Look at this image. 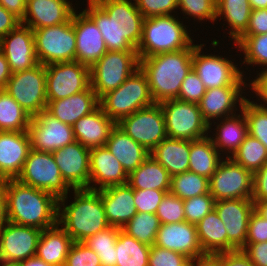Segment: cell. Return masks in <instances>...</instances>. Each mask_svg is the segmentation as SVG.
<instances>
[{
    "instance_id": "1",
    "label": "cell",
    "mask_w": 267,
    "mask_h": 266,
    "mask_svg": "<svg viewBox=\"0 0 267 266\" xmlns=\"http://www.w3.org/2000/svg\"><path fill=\"white\" fill-rule=\"evenodd\" d=\"M84 12L95 22L108 51H137L144 17L129 0H106Z\"/></svg>"
},
{
    "instance_id": "2",
    "label": "cell",
    "mask_w": 267,
    "mask_h": 266,
    "mask_svg": "<svg viewBox=\"0 0 267 266\" xmlns=\"http://www.w3.org/2000/svg\"><path fill=\"white\" fill-rule=\"evenodd\" d=\"M7 221L41 230L58 223V198L45 190L7 179L3 185Z\"/></svg>"
},
{
    "instance_id": "3",
    "label": "cell",
    "mask_w": 267,
    "mask_h": 266,
    "mask_svg": "<svg viewBox=\"0 0 267 266\" xmlns=\"http://www.w3.org/2000/svg\"><path fill=\"white\" fill-rule=\"evenodd\" d=\"M139 58V67L146 74L150 94L155 103L177 99L181 84L192 69L193 48Z\"/></svg>"
},
{
    "instance_id": "4",
    "label": "cell",
    "mask_w": 267,
    "mask_h": 266,
    "mask_svg": "<svg viewBox=\"0 0 267 266\" xmlns=\"http://www.w3.org/2000/svg\"><path fill=\"white\" fill-rule=\"evenodd\" d=\"M74 193L73 203L65 206L63 210L58 205V224L63 225L62 228L74 242H83L110 225L99 190L74 189Z\"/></svg>"
},
{
    "instance_id": "5",
    "label": "cell",
    "mask_w": 267,
    "mask_h": 266,
    "mask_svg": "<svg viewBox=\"0 0 267 266\" xmlns=\"http://www.w3.org/2000/svg\"><path fill=\"white\" fill-rule=\"evenodd\" d=\"M184 27L172 15L144 18L142 37L136 49L138 58L189 48L192 39Z\"/></svg>"
},
{
    "instance_id": "6",
    "label": "cell",
    "mask_w": 267,
    "mask_h": 266,
    "mask_svg": "<svg viewBox=\"0 0 267 266\" xmlns=\"http://www.w3.org/2000/svg\"><path fill=\"white\" fill-rule=\"evenodd\" d=\"M154 103L146 74L140 67L118 88L106 93L99 99V106L116 123L135 111Z\"/></svg>"
},
{
    "instance_id": "7",
    "label": "cell",
    "mask_w": 267,
    "mask_h": 266,
    "mask_svg": "<svg viewBox=\"0 0 267 266\" xmlns=\"http://www.w3.org/2000/svg\"><path fill=\"white\" fill-rule=\"evenodd\" d=\"M139 68L137 51H107L90 67V86L100 99Z\"/></svg>"
},
{
    "instance_id": "8",
    "label": "cell",
    "mask_w": 267,
    "mask_h": 266,
    "mask_svg": "<svg viewBox=\"0 0 267 266\" xmlns=\"http://www.w3.org/2000/svg\"><path fill=\"white\" fill-rule=\"evenodd\" d=\"M17 180L54 194L58 198V205L61 202L64 207L70 187L62 178L52 153L31 149Z\"/></svg>"
},
{
    "instance_id": "9",
    "label": "cell",
    "mask_w": 267,
    "mask_h": 266,
    "mask_svg": "<svg viewBox=\"0 0 267 266\" xmlns=\"http://www.w3.org/2000/svg\"><path fill=\"white\" fill-rule=\"evenodd\" d=\"M36 56L40 64L75 61L76 36L73 16L65 23L33 30Z\"/></svg>"
},
{
    "instance_id": "10",
    "label": "cell",
    "mask_w": 267,
    "mask_h": 266,
    "mask_svg": "<svg viewBox=\"0 0 267 266\" xmlns=\"http://www.w3.org/2000/svg\"><path fill=\"white\" fill-rule=\"evenodd\" d=\"M160 106L169 138L192 141L207 136L205 134L210 126L204 120L198 104L169 99L160 102Z\"/></svg>"
},
{
    "instance_id": "11",
    "label": "cell",
    "mask_w": 267,
    "mask_h": 266,
    "mask_svg": "<svg viewBox=\"0 0 267 266\" xmlns=\"http://www.w3.org/2000/svg\"><path fill=\"white\" fill-rule=\"evenodd\" d=\"M5 90L31 117L38 115L47 107L45 65L12 73Z\"/></svg>"
},
{
    "instance_id": "12",
    "label": "cell",
    "mask_w": 267,
    "mask_h": 266,
    "mask_svg": "<svg viewBox=\"0 0 267 266\" xmlns=\"http://www.w3.org/2000/svg\"><path fill=\"white\" fill-rule=\"evenodd\" d=\"M116 124L149 152L168 137L160 103L139 109Z\"/></svg>"
},
{
    "instance_id": "13",
    "label": "cell",
    "mask_w": 267,
    "mask_h": 266,
    "mask_svg": "<svg viewBox=\"0 0 267 266\" xmlns=\"http://www.w3.org/2000/svg\"><path fill=\"white\" fill-rule=\"evenodd\" d=\"M228 158V159H227ZM209 179V193L215 199H252L253 173L227 157Z\"/></svg>"
},
{
    "instance_id": "14",
    "label": "cell",
    "mask_w": 267,
    "mask_h": 266,
    "mask_svg": "<svg viewBox=\"0 0 267 266\" xmlns=\"http://www.w3.org/2000/svg\"><path fill=\"white\" fill-rule=\"evenodd\" d=\"M47 103L67 98L90 86V68L77 62L45 65Z\"/></svg>"
},
{
    "instance_id": "15",
    "label": "cell",
    "mask_w": 267,
    "mask_h": 266,
    "mask_svg": "<svg viewBox=\"0 0 267 266\" xmlns=\"http://www.w3.org/2000/svg\"><path fill=\"white\" fill-rule=\"evenodd\" d=\"M27 132L31 149L47 153L76 141L73 127L59 121L46 110L31 118Z\"/></svg>"
},
{
    "instance_id": "16",
    "label": "cell",
    "mask_w": 267,
    "mask_h": 266,
    "mask_svg": "<svg viewBox=\"0 0 267 266\" xmlns=\"http://www.w3.org/2000/svg\"><path fill=\"white\" fill-rule=\"evenodd\" d=\"M6 224L0 227V261L18 264L35 256L42 230L10 221Z\"/></svg>"
},
{
    "instance_id": "17",
    "label": "cell",
    "mask_w": 267,
    "mask_h": 266,
    "mask_svg": "<svg viewBox=\"0 0 267 266\" xmlns=\"http://www.w3.org/2000/svg\"><path fill=\"white\" fill-rule=\"evenodd\" d=\"M201 49V45H195L193 48L192 68L206 89L245 84L242 72L231 60L220 56L201 55Z\"/></svg>"
},
{
    "instance_id": "18",
    "label": "cell",
    "mask_w": 267,
    "mask_h": 266,
    "mask_svg": "<svg viewBox=\"0 0 267 266\" xmlns=\"http://www.w3.org/2000/svg\"><path fill=\"white\" fill-rule=\"evenodd\" d=\"M218 216L227 231L228 251L242 250L246 243L249 218L255 210L252 199L215 201Z\"/></svg>"
},
{
    "instance_id": "19",
    "label": "cell",
    "mask_w": 267,
    "mask_h": 266,
    "mask_svg": "<svg viewBox=\"0 0 267 266\" xmlns=\"http://www.w3.org/2000/svg\"><path fill=\"white\" fill-rule=\"evenodd\" d=\"M64 181L73 189H89L90 149L75 141L53 153Z\"/></svg>"
},
{
    "instance_id": "20",
    "label": "cell",
    "mask_w": 267,
    "mask_h": 266,
    "mask_svg": "<svg viewBox=\"0 0 267 266\" xmlns=\"http://www.w3.org/2000/svg\"><path fill=\"white\" fill-rule=\"evenodd\" d=\"M0 50L12 73L31 69L39 63L35 51L33 30L25 24L20 23L11 32L0 38Z\"/></svg>"
},
{
    "instance_id": "21",
    "label": "cell",
    "mask_w": 267,
    "mask_h": 266,
    "mask_svg": "<svg viewBox=\"0 0 267 266\" xmlns=\"http://www.w3.org/2000/svg\"><path fill=\"white\" fill-rule=\"evenodd\" d=\"M76 36L75 61L92 67L108 50L95 22L83 11L73 13Z\"/></svg>"
},
{
    "instance_id": "22",
    "label": "cell",
    "mask_w": 267,
    "mask_h": 266,
    "mask_svg": "<svg viewBox=\"0 0 267 266\" xmlns=\"http://www.w3.org/2000/svg\"><path fill=\"white\" fill-rule=\"evenodd\" d=\"M154 245L181 253L190 259L204 254L196 225L186 221L161 224Z\"/></svg>"
},
{
    "instance_id": "23",
    "label": "cell",
    "mask_w": 267,
    "mask_h": 266,
    "mask_svg": "<svg viewBox=\"0 0 267 266\" xmlns=\"http://www.w3.org/2000/svg\"><path fill=\"white\" fill-rule=\"evenodd\" d=\"M31 150L27 131H0V175L17 179Z\"/></svg>"
},
{
    "instance_id": "24",
    "label": "cell",
    "mask_w": 267,
    "mask_h": 266,
    "mask_svg": "<svg viewBox=\"0 0 267 266\" xmlns=\"http://www.w3.org/2000/svg\"><path fill=\"white\" fill-rule=\"evenodd\" d=\"M74 12L67 0H26V11L21 23L27 24L32 30L50 27L68 22Z\"/></svg>"
},
{
    "instance_id": "25",
    "label": "cell",
    "mask_w": 267,
    "mask_h": 266,
    "mask_svg": "<svg viewBox=\"0 0 267 266\" xmlns=\"http://www.w3.org/2000/svg\"><path fill=\"white\" fill-rule=\"evenodd\" d=\"M92 181L100 186H91ZM127 181L128 174L106 146L90 149L89 189L101 190L109 186L126 184Z\"/></svg>"
},
{
    "instance_id": "26",
    "label": "cell",
    "mask_w": 267,
    "mask_h": 266,
    "mask_svg": "<svg viewBox=\"0 0 267 266\" xmlns=\"http://www.w3.org/2000/svg\"><path fill=\"white\" fill-rule=\"evenodd\" d=\"M99 194L110 226L122 228L137 213L134 189L128 183L106 187Z\"/></svg>"
},
{
    "instance_id": "27",
    "label": "cell",
    "mask_w": 267,
    "mask_h": 266,
    "mask_svg": "<svg viewBox=\"0 0 267 266\" xmlns=\"http://www.w3.org/2000/svg\"><path fill=\"white\" fill-rule=\"evenodd\" d=\"M115 125L116 122L98 105L90 114L78 119L72 127L76 141L93 149L106 145Z\"/></svg>"
},
{
    "instance_id": "28",
    "label": "cell",
    "mask_w": 267,
    "mask_h": 266,
    "mask_svg": "<svg viewBox=\"0 0 267 266\" xmlns=\"http://www.w3.org/2000/svg\"><path fill=\"white\" fill-rule=\"evenodd\" d=\"M97 105L99 99L89 86L86 90L67 98L48 102L46 111L59 121L73 126L78 119L94 111Z\"/></svg>"
},
{
    "instance_id": "29",
    "label": "cell",
    "mask_w": 267,
    "mask_h": 266,
    "mask_svg": "<svg viewBox=\"0 0 267 266\" xmlns=\"http://www.w3.org/2000/svg\"><path fill=\"white\" fill-rule=\"evenodd\" d=\"M241 86H224L206 89V93L198 103L204 120L210 126V119L219 118L223 115H233V107L240 101V106L245 98L240 95ZM240 97V99H238ZM238 100V101H237ZM237 101V102H236Z\"/></svg>"
},
{
    "instance_id": "30",
    "label": "cell",
    "mask_w": 267,
    "mask_h": 266,
    "mask_svg": "<svg viewBox=\"0 0 267 266\" xmlns=\"http://www.w3.org/2000/svg\"><path fill=\"white\" fill-rule=\"evenodd\" d=\"M105 146L121 163L127 174L150 156V152L144 146L134 141L117 124L112 129Z\"/></svg>"
},
{
    "instance_id": "31",
    "label": "cell",
    "mask_w": 267,
    "mask_h": 266,
    "mask_svg": "<svg viewBox=\"0 0 267 266\" xmlns=\"http://www.w3.org/2000/svg\"><path fill=\"white\" fill-rule=\"evenodd\" d=\"M59 224L43 229L37 244L36 256L52 266H65L73 239Z\"/></svg>"
},
{
    "instance_id": "32",
    "label": "cell",
    "mask_w": 267,
    "mask_h": 266,
    "mask_svg": "<svg viewBox=\"0 0 267 266\" xmlns=\"http://www.w3.org/2000/svg\"><path fill=\"white\" fill-rule=\"evenodd\" d=\"M150 155L173 176L189 170L190 141L165 138Z\"/></svg>"
},
{
    "instance_id": "33",
    "label": "cell",
    "mask_w": 267,
    "mask_h": 266,
    "mask_svg": "<svg viewBox=\"0 0 267 266\" xmlns=\"http://www.w3.org/2000/svg\"><path fill=\"white\" fill-rule=\"evenodd\" d=\"M127 183L133 189H156L170 191L171 175L151 155L128 174Z\"/></svg>"
},
{
    "instance_id": "34",
    "label": "cell",
    "mask_w": 267,
    "mask_h": 266,
    "mask_svg": "<svg viewBox=\"0 0 267 266\" xmlns=\"http://www.w3.org/2000/svg\"><path fill=\"white\" fill-rule=\"evenodd\" d=\"M196 227L203 253L218 254L228 251L227 231L215 209L200 220Z\"/></svg>"
},
{
    "instance_id": "35",
    "label": "cell",
    "mask_w": 267,
    "mask_h": 266,
    "mask_svg": "<svg viewBox=\"0 0 267 266\" xmlns=\"http://www.w3.org/2000/svg\"><path fill=\"white\" fill-rule=\"evenodd\" d=\"M218 152L211 137L190 141L188 171L210 179L221 161Z\"/></svg>"
},
{
    "instance_id": "36",
    "label": "cell",
    "mask_w": 267,
    "mask_h": 266,
    "mask_svg": "<svg viewBox=\"0 0 267 266\" xmlns=\"http://www.w3.org/2000/svg\"><path fill=\"white\" fill-rule=\"evenodd\" d=\"M116 266H148L151 246L139 242L122 229L116 241Z\"/></svg>"
},
{
    "instance_id": "37",
    "label": "cell",
    "mask_w": 267,
    "mask_h": 266,
    "mask_svg": "<svg viewBox=\"0 0 267 266\" xmlns=\"http://www.w3.org/2000/svg\"><path fill=\"white\" fill-rule=\"evenodd\" d=\"M251 11L248 0H216V17L225 15L232 29L230 35L235 41L248 28Z\"/></svg>"
},
{
    "instance_id": "38",
    "label": "cell",
    "mask_w": 267,
    "mask_h": 266,
    "mask_svg": "<svg viewBox=\"0 0 267 266\" xmlns=\"http://www.w3.org/2000/svg\"><path fill=\"white\" fill-rule=\"evenodd\" d=\"M234 115L230 117L224 118L225 121L221 122L220 125L217 126V133L214 139L212 138L214 146L217 150L220 148L223 150H230L229 153L233 154L244 141L246 135L248 134L247 130V122L244 117V113L242 112V116L238 115L237 117ZM242 117V119H240ZM223 123V124H222ZM222 124V125H221ZM220 127V128H219ZM219 147V148H218Z\"/></svg>"
},
{
    "instance_id": "39",
    "label": "cell",
    "mask_w": 267,
    "mask_h": 266,
    "mask_svg": "<svg viewBox=\"0 0 267 266\" xmlns=\"http://www.w3.org/2000/svg\"><path fill=\"white\" fill-rule=\"evenodd\" d=\"M31 118L5 89H0V131H27Z\"/></svg>"
},
{
    "instance_id": "40",
    "label": "cell",
    "mask_w": 267,
    "mask_h": 266,
    "mask_svg": "<svg viewBox=\"0 0 267 266\" xmlns=\"http://www.w3.org/2000/svg\"><path fill=\"white\" fill-rule=\"evenodd\" d=\"M120 229L116 226H109L83 241L99 256L101 266H116L115 246Z\"/></svg>"
},
{
    "instance_id": "41",
    "label": "cell",
    "mask_w": 267,
    "mask_h": 266,
    "mask_svg": "<svg viewBox=\"0 0 267 266\" xmlns=\"http://www.w3.org/2000/svg\"><path fill=\"white\" fill-rule=\"evenodd\" d=\"M232 160L252 173L267 162V148L255 137L247 134L240 147L232 154Z\"/></svg>"
},
{
    "instance_id": "42",
    "label": "cell",
    "mask_w": 267,
    "mask_h": 266,
    "mask_svg": "<svg viewBox=\"0 0 267 266\" xmlns=\"http://www.w3.org/2000/svg\"><path fill=\"white\" fill-rule=\"evenodd\" d=\"M171 194L182 200L209 193V179L187 171L171 176Z\"/></svg>"
},
{
    "instance_id": "43",
    "label": "cell",
    "mask_w": 267,
    "mask_h": 266,
    "mask_svg": "<svg viewBox=\"0 0 267 266\" xmlns=\"http://www.w3.org/2000/svg\"><path fill=\"white\" fill-rule=\"evenodd\" d=\"M160 225L156 214L137 212L121 229L139 242L152 246Z\"/></svg>"
},
{
    "instance_id": "44",
    "label": "cell",
    "mask_w": 267,
    "mask_h": 266,
    "mask_svg": "<svg viewBox=\"0 0 267 266\" xmlns=\"http://www.w3.org/2000/svg\"><path fill=\"white\" fill-rule=\"evenodd\" d=\"M241 109L247 122L248 134L261 141L267 148V106L245 99Z\"/></svg>"
},
{
    "instance_id": "45",
    "label": "cell",
    "mask_w": 267,
    "mask_h": 266,
    "mask_svg": "<svg viewBox=\"0 0 267 266\" xmlns=\"http://www.w3.org/2000/svg\"><path fill=\"white\" fill-rule=\"evenodd\" d=\"M245 54L244 62L267 66V33L261 35H241L235 42Z\"/></svg>"
},
{
    "instance_id": "46",
    "label": "cell",
    "mask_w": 267,
    "mask_h": 266,
    "mask_svg": "<svg viewBox=\"0 0 267 266\" xmlns=\"http://www.w3.org/2000/svg\"><path fill=\"white\" fill-rule=\"evenodd\" d=\"M156 216L160 224L185 221L184 200L170 192L166 193L158 206Z\"/></svg>"
},
{
    "instance_id": "47",
    "label": "cell",
    "mask_w": 267,
    "mask_h": 266,
    "mask_svg": "<svg viewBox=\"0 0 267 266\" xmlns=\"http://www.w3.org/2000/svg\"><path fill=\"white\" fill-rule=\"evenodd\" d=\"M215 207V199L210 193L184 200L185 221L196 225Z\"/></svg>"
},
{
    "instance_id": "48",
    "label": "cell",
    "mask_w": 267,
    "mask_h": 266,
    "mask_svg": "<svg viewBox=\"0 0 267 266\" xmlns=\"http://www.w3.org/2000/svg\"><path fill=\"white\" fill-rule=\"evenodd\" d=\"M65 266H101L99 256L84 242H73Z\"/></svg>"
},
{
    "instance_id": "49",
    "label": "cell",
    "mask_w": 267,
    "mask_h": 266,
    "mask_svg": "<svg viewBox=\"0 0 267 266\" xmlns=\"http://www.w3.org/2000/svg\"><path fill=\"white\" fill-rule=\"evenodd\" d=\"M189 263L190 258L181 253L154 244L151 246L148 266H189Z\"/></svg>"
},
{
    "instance_id": "50",
    "label": "cell",
    "mask_w": 267,
    "mask_h": 266,
    "mask_svg": "<svg viewBox=\"0 0 267 266\" xmlns=\"http://www.w3.org/2000/svg\"><path fill=\"white\" fill-rule=\"evenodd\" d=\"M181 10L199 20H216V0H178Z\"/></svg>"
},
{
    "instance_id": "51",
    "label": "cell",
    "mask_w": 267,
    "mask_h": 266,
    "mask_svg": "<svg viewBox=\"0 0 267 266\" xmlns=\"http://www.w3.org/2000/svg\"><path fill=\"white\" fill-rule=\"evenodd\" d=\"M168 192L156 189H134V205L137 212L156 214L160 202Z\"/></svg>"
},
{
    "instance_id": "52",
    "label": "cell",
    "mask_w": 267,
    "mask_h": 266,
    "mask_svg": "<svg viewBox=\"0 0 267 266\" xmlns=\"http://www.w3.org/2000/svg\"><path fill=\"white\" fill-rule=\"evenodd\" d=\"M205 93L203 82L192 68L181 84L177 99L198 104Z\"/></svg>"
},
{
    "instance_id": "53",
    "label": "cell",
    "mask_w": 267,
    "mask_h": 266,
    "mask_svg": "<svg viewBox=\"0 0 267 266\" xmlns=\"http://www.w3.org/2000/svg\"><path fill=\"white\" fill-rule=\"evenodd\" d=\"M137 9L144 18L170 15L178 7V0H135Z\"/></svg>"
},
{
    "instance_id": "54",
    "label": "cell",
    "mask_w": 267,
    "mask_h": 266,
    "mask_svg": "<svg viewBox=\"0 0 267 266\" xmlns=\"http://www.w3.org/2000/svg\"><path fill=\"white\" fill-rule=\"evenodd\" d=\"M264 241H267V219L254 210L249 218L246 243Z\"/></svg>"
},
{
    "instance_id": "55",
    "label": "cell",
    "mask_w": 267,
    "mask_h": 266,
    "mask_svg": "<svg viewBox=\"0 0 267 266\" xmlns=\"http://www.w3.org/2000/svg\"><path fill=\"white\" fill-rule=\"evenodd\" d=\"M252 200L254 204L267 200V162L253 173Z\"/></svg>"
},
{
    "instance_id": "56",
    "label": "cell",
    "mask_w": 267,
    "mask_h": 266,
    "mask_svg": "<svg viewBox=\"0 0 267 266\" xmlns=\"http://www.w3.org/2000/svg\"><path fill=\"white\" fill-rule=\"evenodd\" d=\"M267 33V9L251 11L249 25L242 35H261Z\"/></svg>"
},
{
    "instance_id": "57",
    "label": "cell",
    "mask_w": 267,
    "mask_h": 266,
    "mask_svg": "<svg viewBox=\"0 0 267 266\" xmlns=\"http://www.w3.org/2000/svg\"><path fill=\"white\" fill-rule=\"evenodd\" d=\"M242 250L255 266H267V241L245 243Z\"/></svg>"
},
{
    "instance_id": "58",
    "label": "cell",
    "mask_w": 267,
    "mask_h": 266,
    "mask_svg": "<svg viewBox=\"0 0 267 266\" xmlns=\"http://www.w3.org/2000/svg\"><path fill=\"white\" fill-rule=\"evenodd\" d=\"M222 266H255L243 250L221 253Z\"/></svg>"
},
{
    "instance_id": "59",
    "label": "cell",
    "mask_w": 267,
    "mask_h": 266,
    "mask_svg": "<svg viewBox=\"0 0 267 266\" xmlns=\"http://www.w3.org/2000/svg\"><path fill=\"white\" fill-rule=\"evenodd\" d=\"M21 23V20L17 18L14 14L7 11L0 4V38L7 35L14 28H16Z\"/></svg>"
},
{
    "instance_id": "60",
    "label": "cell",
    "mask_w": 267,
    "mask_h": 266,
    "mask_svg": "<svg viewBox=\"0 0 267 266\" xmlns=\"http://www.w3.org/2000/svg\"><path fill=\"white\" fill-rule=\"evenodd\" d=\"M194 261H197L195 263ZM194 262V263H193ZM222 266L221 253H204L200 256L190 259L189 266Z\"/></svg>"
},
{
    "instance_id": "61",
    "label": "cell",
    "mask_w": 267,
    "mask_h": 266,
    "mask_svg": "<svg viewBox=\"0 0 267 266\" xmlns=\"http://www.w3.org/2000/svg\"><path fill=\"white\" fill-rule=\"evenodd\" d=\"M0 4L20 20L24 18L26 0H0Z\"/></svg>"
},
{
    "instance_id": "62",
    "label": "cell",
    "mask_w": 267,
    "mask_h": 266,
    "mask_svg": "<svg viewBox=\"0 0 267 266\" xmlns=\"http://www.w3.org/2000/svg\"><path fill=\"white\" fill-rule=\"evenodd\" d=\"M258 75L259 77L252 81L251 87L253 91L266 102L265 104H267V69H264L261 74Z\"/></svg>"
},
{
    "instance_id": "63",
    "label": "cell",
    "mask_w": 267,
    "mask_h": 266,
    "mask_svg": "<svg viewBox=\"0 0 267 266\" xmlns=\"http://www.w3.org/2000/svg\"><path fill=\"white\" fill-rule=\"evenodd\" d=\"M12 75L9 64L0 50V89H5L7 82Z\"/></svg>"
},
{
    "instance_id": "64",
    "label": "cell",
    "mask_w": 267,
    "mask_h": 266,
    "mask_svg": "<svg viewBox=\"0 0 267 266\" xmlns=\"http://www.w3.org/2000/svg\"><path fill=\"white\" fill-rule=\"evenodd\" d=\"M7 222L6 197L3 186L0 187V227Z\"/></svg>"
},
{
    "instance_id": "65",
    "label": "cell",
    "mask_w": 267,
    "mask_h": 266,
    "mask_svg": "<svg viewBox=\"0 0 267 266\" xmlns=\"http://www.w3.org/2000/svg\"><path fill=\"white\" fill-rule=\"evenodd\" d=\"M19 266H52L50 264H47L44 260L41 258H38L36 255L26 259L25 261L19 262Z\"/></svg>"
},
{
    "instance_id": "66",
    "label": "cell",
    "mask_w": 267,
    "mask_h": 266,
    "mask_svg": "<svg viewBox=\"0 0 267 266\" xmlns=\"http://www.w3.org/2000/svg\"><path fill=\"white\" fill-rule=\"evenodd\" d=\"M255 210L265 219H267V200L263 202H256L254 204Z\"/></svg>"
},
{
    "instance_id": "67",
    "label": "cell",
    "mask_w": 267,
    "mask_h": 266,
    "mask_svg": "<svg viewBox=\"0 0 267 266\" xmlns=\"http://www.w3.org/2000/svg\"><path fill=\"white\" fill-rule=\"evenodd\" d=\"M252 10L267 9V0H248Z\"/></svg>"
},
{
    "instance_id": "68",
    "label": "cell",
    "mask_w": 267,
    "mask_h": 266,
    "mask_svg": "<svg viewBox=\"0 0 267 266\" xmlns=\"http://www.w3.org/2000/svg\"><path fill=\"white\" fill-rule=\"evenodd\" d=\"M89 1V6H98L101 5L104 1L106 0H88Z\"/></svg>"
},
{
    "instance_id": "69",
    "label": "cell",
    "mask_w": 267,
    "mask_h": 266,
    "mask_svg": "<svg viewBox=\"0 0 267 266\" xmlns=\"http://www.w3.org/2000/svg\"><path fill=\"white\" fill-rule=\"evenodd\" d=\"M2 266H19L18 264H14V263H5L3 262Z\"/></svg>"
},
{
    "instance_id": "70",
    "label": "cell",
    "mask_w": 267,
    "mask_h": 266,
    "mask_svg": "<svg viewBox=\"0 0 267 266\" xmlns=\"http://www.w3.org/2000/svg\"><path fill=\"white\" fill-rule=\"evenodd\" d=\"M5 179L0 175V187L4 185Z\"/></svg>"
}]
</instances>
